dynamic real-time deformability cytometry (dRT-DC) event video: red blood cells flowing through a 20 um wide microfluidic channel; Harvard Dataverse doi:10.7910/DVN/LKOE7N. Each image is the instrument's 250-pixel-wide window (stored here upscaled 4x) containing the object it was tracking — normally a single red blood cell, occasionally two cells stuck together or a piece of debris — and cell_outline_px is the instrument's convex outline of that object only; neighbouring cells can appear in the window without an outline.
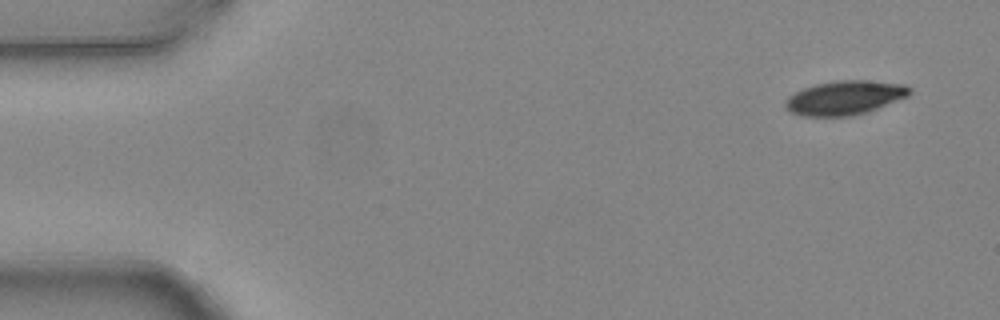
{"species": "common noctule bat (a hibernating species)", "species_latin": "Nyctalus noctula", "temperature_condition": "warm", "stored_images_in_passage": 5, "camera_frame_rate_fps": 3000, "um_per_image_px": 0.085, "animal": {"sex": "female", "body_mass_g": 24.6, "forearm_length_mm": 56.2}, "frame": {"image": 1, "passage_image": 1, "time_ms": 0.0, "image_size_px": [1000, 320], "cell_outline_px": [[912, 92], [908, 96], [868, 112], [852, 116], [804, 116], [788, 112], [784, 108], [784, 100], [788, 96], [804, 88], [816, 84], [836, 80], [868, 80], [904, 84], [912, 88]], "centroid_in_image_um": [71.79, 8.31], "position_along_channel_um": 13.2, "area_um2": 24.97}}
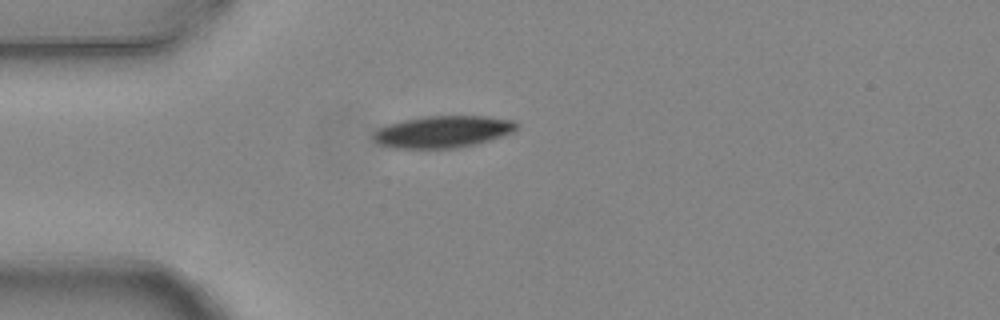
{"frame": {"image": 2, "passage_image": 4, "time_ms": 1.0, "image_size_px": [1000, 320], "cell_outline_px": [[516, 132], [476, 144], [456, 148], [392, 148], [376, 144], [372, 140], [372, 132], [388, 124], [404, 120], [424, 116], [484, 116], [516, 120]], "centroid_in_image_um": [37.62, 11.2], "position_along_channel_um": 47.4, "area_um2": 26.88}}